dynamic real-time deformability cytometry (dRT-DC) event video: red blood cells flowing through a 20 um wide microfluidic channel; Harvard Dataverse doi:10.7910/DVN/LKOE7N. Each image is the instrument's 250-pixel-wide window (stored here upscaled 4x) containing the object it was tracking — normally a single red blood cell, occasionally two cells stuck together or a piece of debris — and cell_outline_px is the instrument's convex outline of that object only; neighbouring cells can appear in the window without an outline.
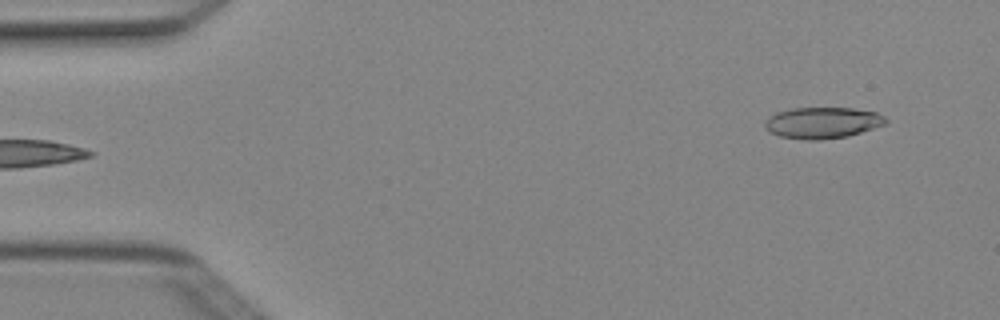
{"species": "Egyptian fruit bat (a non-hibernating species)", "species_latin": "Rousettus aegyptiacus", "temperature_condition": "cold", "stored_images_in_passage": 5, "camera_frame_rate_fps": 3000, "um_per_image_px": 0.085, "animal": {"sex": "female"}, "frame": {"image": 1, "passage_image": 5, "time_ms": 1.333, "image_size_px": [1000, 320], "cell_outline_px": [[888, 124], [848, 136], [816, 140], [804, 140], [780, 136], [768, 132], [764, 128], [764, 120], [768, 116], [776, 112], [792, 108], [852, 108], [876, 112], [884, 116], [888, 120]], "centroid_in_image_um": [69.89, 10.43], "position_along_channel_um": 15.1, "area_um2": 22.31}}